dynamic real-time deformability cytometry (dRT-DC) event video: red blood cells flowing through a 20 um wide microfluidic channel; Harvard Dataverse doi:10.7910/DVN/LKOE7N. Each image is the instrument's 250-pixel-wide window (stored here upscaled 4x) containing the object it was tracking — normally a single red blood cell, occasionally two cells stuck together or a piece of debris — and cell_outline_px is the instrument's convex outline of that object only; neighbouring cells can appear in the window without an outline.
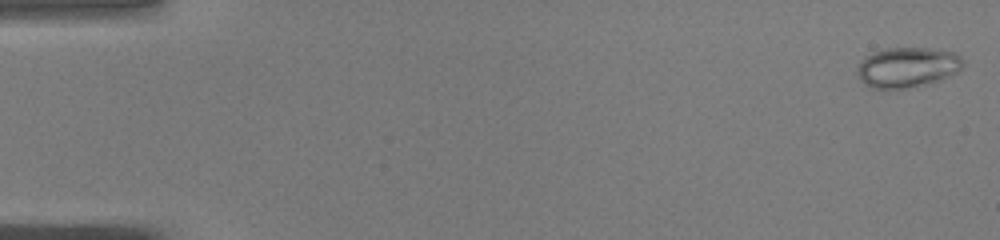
{"species": "common noctule bat (a hibernating species)", "species_latin": "Nyctalus noctula", "temperature_condition": "warm", "stored_images_in_passage": 51, "camera_frame_rate_fps": 3000, "um_per_image_px": 0.085, "animal": {"sex": "male", "body_mass_g": 19.0, "forearm_length_mm": 50.8}, "frame": {"image": 1, "passage_image": 1, "time_ms": 0.0, "image_size_px": [1000, 240], "cell_outline_px": [[964, 64], [956, 72], [940, 80], [924, 84], [904, 88], [872, 88], [864, 84], [860, 80], [856, 72], [856, 68], [864, 56], [872, 52], [884, 48], [940, 48], [956, 52], [960, 56]], "centroid_in_image_um": [77.1, 5.69], "position_along_channel_um": 7.9, "area_um2": 24.97}}
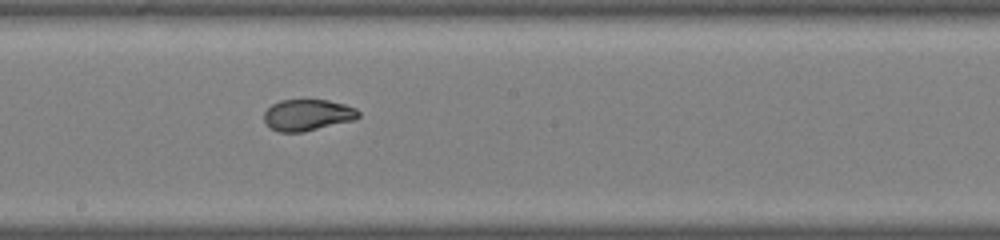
{"frame": {"image": 2, "passage_image": 28, "time_ms": 9.0, "image_size_px": [1000, 240], "cell_outline_px": [[360, 116], [356, 120], [304, 132], [280, 132], [268, 128], [264, 120], [264, 112], [272, 104], [280, 100], [328, 100], [344, 104], [356, 108], [360, 112]], "centroid_in_image_um": [26.15, 9.78], "position_along_channel_um": 222.0, "area_um2": 17.51}}
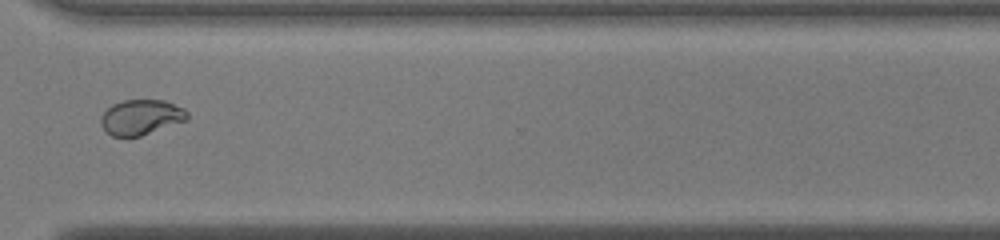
{"frame": {"image": 3, "passage_image": 38, "time_ms": 12.333, "image_size_px": [1000, 240], "cell_outline_px": [[188, 120], [128, 140], [112, 136], [100, 124], [100, 116], [112, 104], [124, 100], [164, 100], [184, 108], [188, 112]], "centroid_in_image_um": [11.97, 9.99], "position_along_channel_um": 358.6, "area_um2": 18.09}}